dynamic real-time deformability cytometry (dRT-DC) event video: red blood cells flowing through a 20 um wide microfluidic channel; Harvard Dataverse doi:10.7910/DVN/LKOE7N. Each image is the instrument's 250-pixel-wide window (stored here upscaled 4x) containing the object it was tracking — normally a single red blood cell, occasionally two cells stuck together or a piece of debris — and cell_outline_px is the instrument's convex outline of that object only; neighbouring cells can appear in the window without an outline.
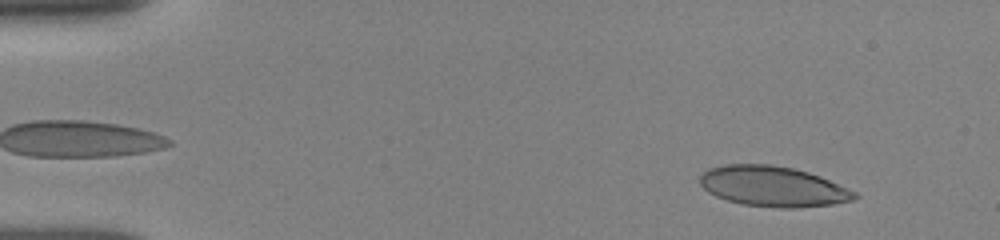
{"species": "human", "species_latin": "Homo sapiens", "temperature_condition": "room temperature", "stored_images_in_passage": 22, "camera_frame_rate_fps": 3000, "um_per_image_px": 0.085, "donor": {"sex": "female"}, "frame": {"image": 1, "passage_image": 3, "time_ms": 1.0, "image_size_px": [1000, 240], "cell_outline_px": [[860, 196], [852, 200], [832, 204], [792, 208], [780, 208], [740, 204], [716, 196], [708, 192], [700, 184], [700, 176], [708, 168], [724, 164], [772, 164], [792, 168], [808, 172], [820, 176], [856, 192]], "centroid_in_image_um": [65.68, 15.84], "position_along_channel_um": 19.3, "area_um2": 36.3}}
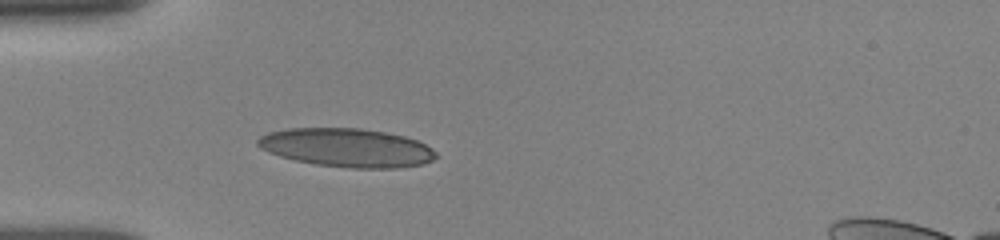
{"frame": {"image": 2, "passage_image": 16, "time_ms": 4.333, "image_size_px": [1000, 240], "cell_outline_px": [[436, 156], [432, 160], [424, 164], [396, 168], [352, 168], [316, 164], [296, 160], [280, 156], [268, 152], [260, 148], [256, 144], [256, 140], [260, 136], [268, 132], [288, 128], [360, 128], [384, 132], [404, 136], [416, 140], [432, 148], [436, 152]], "centroid_in_image_um": [29.46, 12.55], "position_along_channel_um": 55.5, "area_um2": 40.06}}
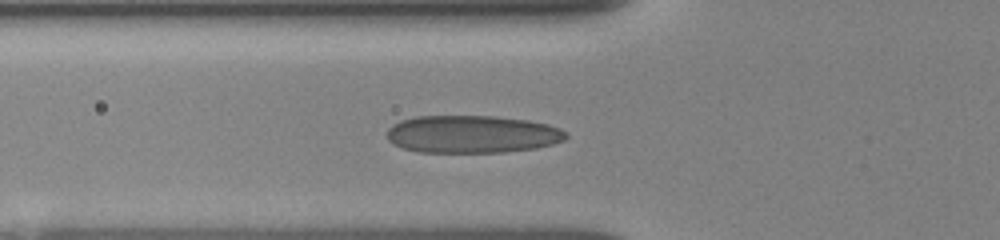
{"frame": {"image": 3, "passage_image": 21, "time_ms": 5.333, "image_size_px": [1000, 240], "cell_outline_px": [[568, 136], [564, 140], [552, 144], [536, 148], [504, 152], [420, 152], [404, 148], [392, 144], [388, 140], [388, 128], [392, 124], [400, 120], [416, 116], [496, 116], [528, 120], [548, 124], [560, 128], [568, 132]], "centroid_in_image_um": [40.14, 11.4], "position_along_channel_um": 85.7, "area_um2": 39.48}}